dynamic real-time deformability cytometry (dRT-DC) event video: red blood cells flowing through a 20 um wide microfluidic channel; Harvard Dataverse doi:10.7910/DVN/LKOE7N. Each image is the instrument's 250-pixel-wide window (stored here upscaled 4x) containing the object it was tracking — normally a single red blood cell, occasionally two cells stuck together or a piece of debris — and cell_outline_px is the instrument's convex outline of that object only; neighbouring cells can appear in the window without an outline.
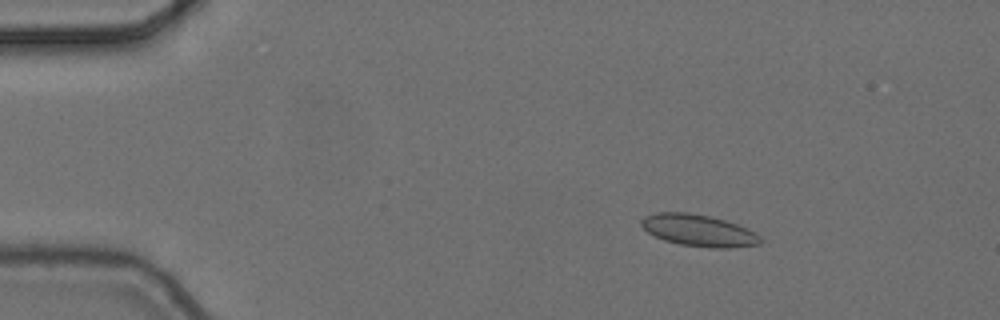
{"species": "common noctule bat (a hibernating species)", "species_latin": "Nyctalus noctula", "temperature_condition": "cold", "stored_images_in_passage": 3, "camera_frame_rate_fps": 3000, "um_per_image_px": 0.085, "animal": {"sex": "female", "body_mass_g": 24.6, "forearm_length_mm": 56.2}, "frame": {"image": 1, "passage_image": 1, "time_ms": 0.0, "image_size_px": [1000, 320], "cell_outline_px": [[764, 240], [760, 244], [732, 248], [712, 248], [680, 244], [664, 240], [648, 232], [640, 224], [640, 220], [644, 216], [656, 212], [688, 212], [708, 216], [724, 220], [736, 224], [760, 236]], "centroid_in_image_um": [59.36, 19.59], "position_along_channel_um": 25.6, "area_um2": 21.91}}
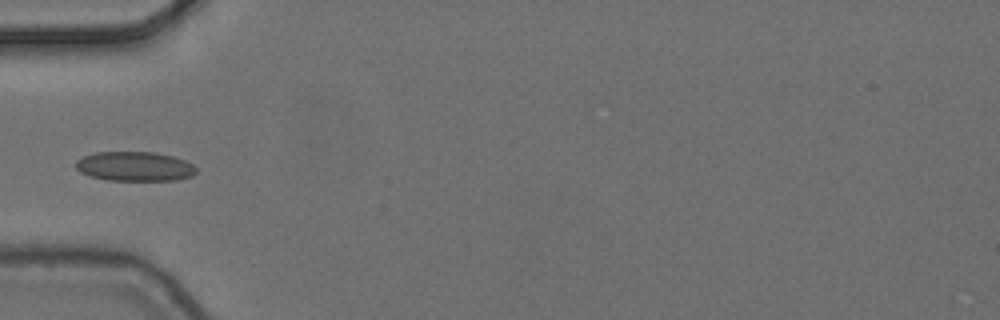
{"frame": {"image": 2, "passage_image": 3, "time_ms": 0.667, "image_size_px": [1000, 320], "cell_outline_px": [[196, 172], [192, 176], [176, 180], [108, 180], [88, 176], [80, 172], [76, 168], [76, 160], [84, 156], [96, 152], [156, 152], [172, 156], [184, 160], [192, 164], [196, 168]], "centroid_in_image_um": [11.44, 14.14], "position_along_channel_um": 73.6, "area_um2": 20.69}}